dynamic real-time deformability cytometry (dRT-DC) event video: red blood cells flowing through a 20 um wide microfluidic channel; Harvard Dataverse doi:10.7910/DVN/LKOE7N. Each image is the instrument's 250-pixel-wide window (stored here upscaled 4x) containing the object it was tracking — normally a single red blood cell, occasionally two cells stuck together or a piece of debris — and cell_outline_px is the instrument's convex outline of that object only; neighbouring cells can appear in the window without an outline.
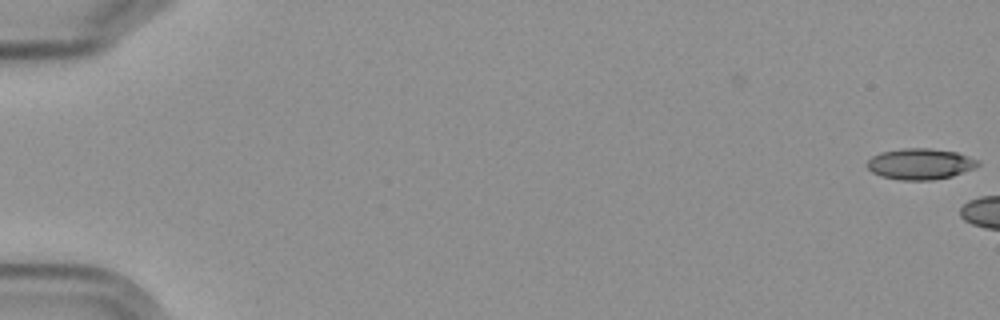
{"species": "Egyptian fruit bat (a non-hibernating species)", "species_latin": "Rousettus aegyptiacus", "temperature_condition": "cold", "stored_images_in_passage": 2, "camera_frame_rate_fps": 3000, "um_per_image_px": 0.085, "frame": {"image": 1, "passage_image": 2, "time_ms": 1.333, "image_size_px": [1000, 320], "cell_outline_px": [[980, 164], [972, 168], [952, 176], [932, 180], [900, 180], [880, 176], [872, 172], [868, 168], [868, 160], [872, 156], [880, 152], [904, 148], [928, 148], [956, 152], [980, 160]], "centroid_in_image_um": [78.2, 13.93], "position_along_channel_um": 6.8, "area_um2": 19.94}}